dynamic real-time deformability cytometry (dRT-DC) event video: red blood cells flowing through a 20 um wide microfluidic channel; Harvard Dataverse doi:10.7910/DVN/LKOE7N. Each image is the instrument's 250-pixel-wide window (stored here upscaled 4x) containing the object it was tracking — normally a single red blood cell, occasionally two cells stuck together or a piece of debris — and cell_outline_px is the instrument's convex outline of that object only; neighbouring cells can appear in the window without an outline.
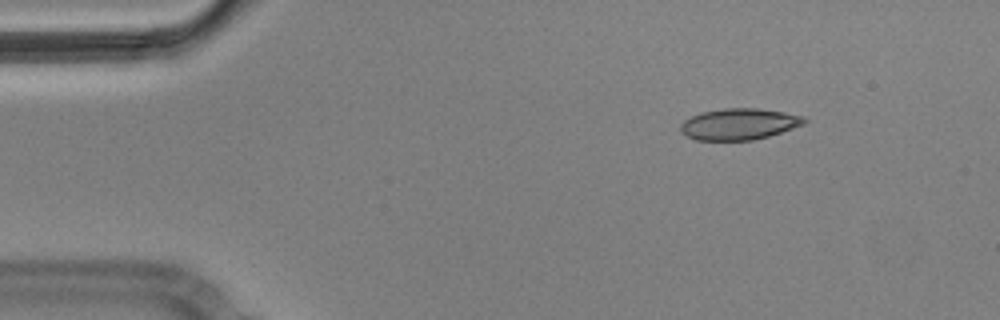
{"species": "Egyptian fruit bat (a non-hibernating species)", "species_latin": "Rousettus aegyptiacus", "temperature_condition": "cold", "stored_images_in_passage": 3, "camera_frame_rate_fps": 3000, "um_per_image_px": 0.085, "animal": {"sex": "male"}, "frame": {"image": 1, "passage_image": 1, "time_ms": 0.0, "image_size_px": [1000, 320], "cell_outline_px": [[808, 120], [804, 124], [768, 136], [752, 140], [696, 140], [684, 136], [680, 132], [680, 124], [684, 120], [700, 112], [724, 108], [756, 108], [784, 112], [804, 116]], "centroid_in_image_um": [62.78, 10.54], "position_along_channel_um": 22.2, "area_um2": 22.66}}
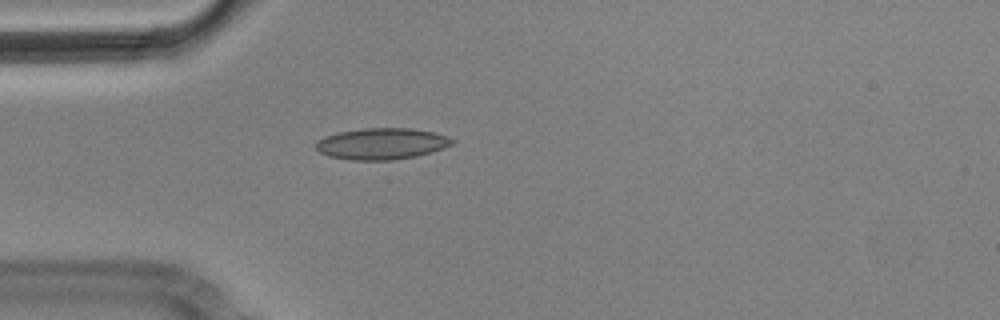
{"frame": {"image": 2, "passage_image": 3, "time_ms": 0.667, "image_size_px": [1000, 320], "cell_outline_px": [[456, 140], [452, 144], [444, 148], [416, 156], [392, 160], [352, 160], [328, 156], [320, 152], [316, 148], [316, 140], [324, 136], [336, 132], [364, 128], [412, 128], [432, 132], [448, 136]], "centroid_in_image_um": [32.43, 12.21], "position_along_channel_um": 52.6, "area_um2": 25.03}}